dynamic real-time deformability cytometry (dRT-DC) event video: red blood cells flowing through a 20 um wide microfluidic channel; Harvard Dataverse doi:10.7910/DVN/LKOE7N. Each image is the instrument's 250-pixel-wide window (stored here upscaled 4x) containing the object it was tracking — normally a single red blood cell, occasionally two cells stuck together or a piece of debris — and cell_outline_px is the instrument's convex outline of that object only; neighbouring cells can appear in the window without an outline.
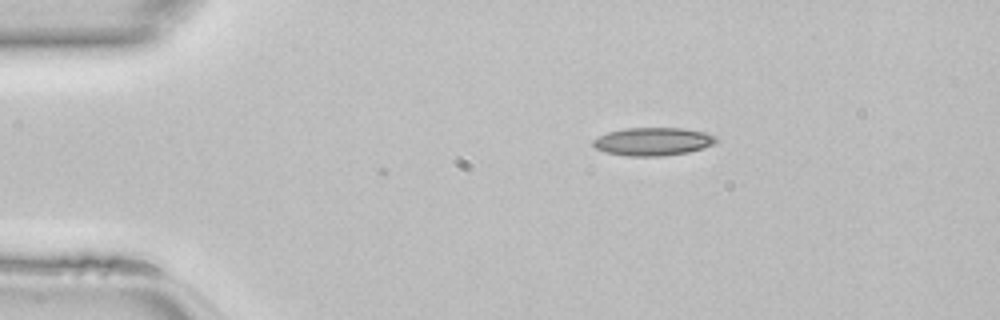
{"species": "common noctule bat (a hibernating species)", "species_latin": "Nyctalus noctula", "temperature_condition": "room temperature", "stored_images_in_passage": 3, "camera_frame_rate_fps": 3000, "um_per_image_px": 0.085, "animal": {"sex": "female", "body_mass_g": 22.7, "forearm_length_mm": 54.2}, "frame": {"image": 1, "passage_image": 3, "time_ms": 0.667, "image_size_px": [1000, 320], "cell_outline_px": [[716, 140], [712, 144], [688, 152], [660, 156], [628, 156], [604, 152], [596, 148], [592, 144], [592, 140], [608, 132], [624, 128], [684, 128], [704, 132], [716, 136]], "centroid_in_image_um": [55.46, 12.02], "position_along_channel_um": 29.5, "area_um2": 19.94}}